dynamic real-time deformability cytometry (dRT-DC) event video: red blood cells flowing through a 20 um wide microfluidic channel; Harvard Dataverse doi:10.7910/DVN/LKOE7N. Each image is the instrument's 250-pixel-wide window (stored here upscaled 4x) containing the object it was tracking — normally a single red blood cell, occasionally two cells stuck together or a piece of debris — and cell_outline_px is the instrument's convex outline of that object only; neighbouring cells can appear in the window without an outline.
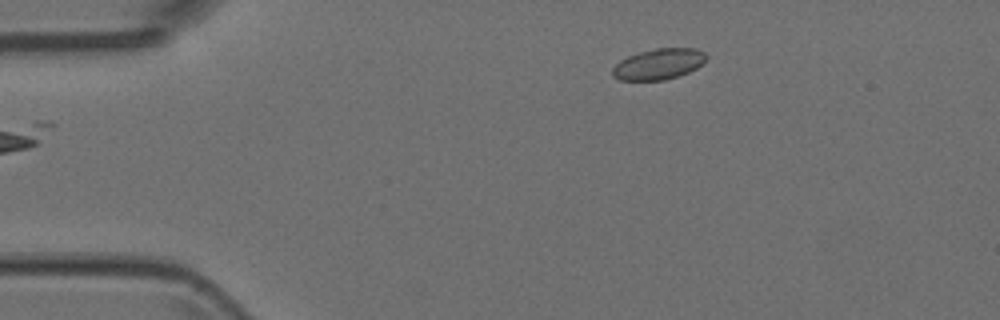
{"species": "Egyptian fruit bat (a non-hibernating species)", "species_latin": "Rousettus aegyptiacus", "temperature_condition": "room temperature", "stored_images_in_passage": 2, "camera_frame_rate_fps": 3000, "um_per_image_px": 0.085, "animal": {"sex": "female"}, "frame": {"image": 1, "passage_image": 2, "time_ms": 0.333, "image_size_px": [1000, 320], "cell_outline_px": [[708, 56], [696, 68], [688, 72], [664, 80], [620, 80], [612, 76], [612, 68], [620, 60], [628, 56], [640, 52], [656, 48], [696, 48], [704, 52]], "centroid_in_image_um": [55.96, 5.44], "position_along_channel_um": 29.0, "area_um2": 16.7}}